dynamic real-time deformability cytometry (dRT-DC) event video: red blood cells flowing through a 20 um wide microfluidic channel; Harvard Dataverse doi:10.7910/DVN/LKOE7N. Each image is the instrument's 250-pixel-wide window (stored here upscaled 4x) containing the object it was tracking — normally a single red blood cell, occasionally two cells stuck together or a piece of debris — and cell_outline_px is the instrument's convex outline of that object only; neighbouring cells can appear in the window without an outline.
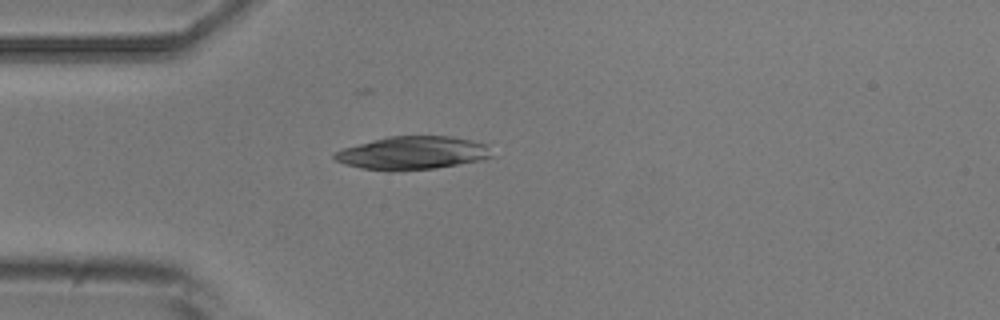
{"species": "common noctule bat (a hibernating species)", "species_latin": "Nyctalus noctula", "temperature_condition": "room temperature", "stored_images_in_passage": 5, "camera_frame_rate_fps": 3000, "um_per_image_px": 0.085, "animal": {"sex": "male", "body_mass_g": 20.5, "forearm_length_mm": 52.5}, "frame": {"image": 1, "passage_image": 5, "time_ms": 5.333, "image_size_px": [1000, 320], "cell_outline_px": [[496, 156], [480, 160], [436, 168], [392, 172], [388, 172], [360, 168], [344, 164], [336, 160], [332, 156], [336, 152], [344, 148], [388, 136], [452, 136], [472, 140], [484, 144]], "centroid_in_image_um": [35.07, 13.02], "position_along_channel_um": 49.9, "area_um2": 30.52}}